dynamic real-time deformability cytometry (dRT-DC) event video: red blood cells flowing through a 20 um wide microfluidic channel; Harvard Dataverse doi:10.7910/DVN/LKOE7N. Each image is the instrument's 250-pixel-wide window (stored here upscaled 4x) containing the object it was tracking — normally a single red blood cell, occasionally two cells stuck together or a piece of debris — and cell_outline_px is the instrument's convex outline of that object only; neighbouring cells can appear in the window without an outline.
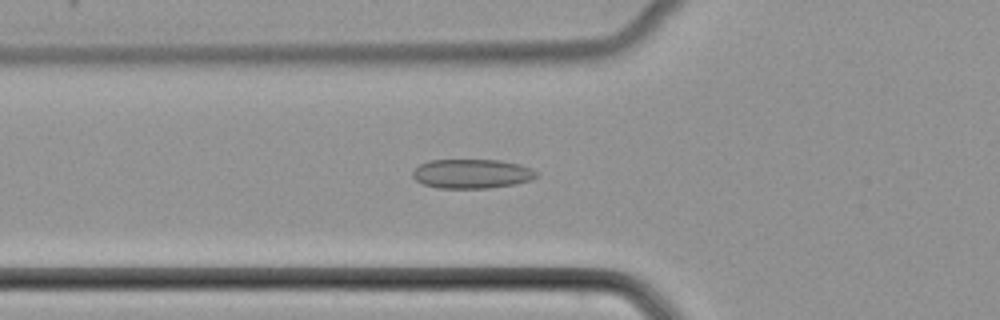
{"species": "common noctule bat (a hibernating species)", "species_latin": "Nyctalus noctula", "temperature_condition": "cold", "stored_images_in_passage": 46, "camera_frame_rate_fps": 3000, "um_per_image_px": 0.085, "animal": {"sex": "female", "body_mass_g": 22.7, "forearm_length_mm": 54.2}, "frame": {"image": 1, "passage_image": 14, "time_ms": 4.333, "image_size_px": [1000, 320], "cell_outline_px": [[540, 172], [532, 180], [516, 184], [488, 188], [436, 188], [424, 184], [416, 180], [412, 176], [412, 172], [420, 164], [428, 160], [500, 160], [520, 164], [532, 168]], "centroid_in_image_um": [40.14, 14.77], "position_along_channel_um": 85.7, "area_um2": 21.33}}
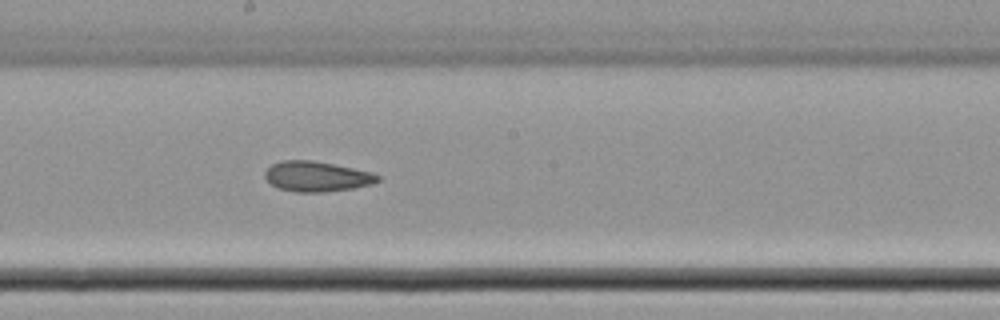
{"frame": {"image": 2, "passage_image": 24, "time_ms": 7.667, "image_size_px": [1000, 320], "cell_outline_px": [[380, 180], [372, 184], [352, 188], [320, 192], [296, 192], [280, 188], [272, 184], [264, 176], [264, 172], [272, 164], [280, 160], [312, 160], [372, 172], [380, 176]], "centroid_in_image_um": [26.92, 14.99], "position_along_channel_um": 221.3, "area_um2": 19.65}}
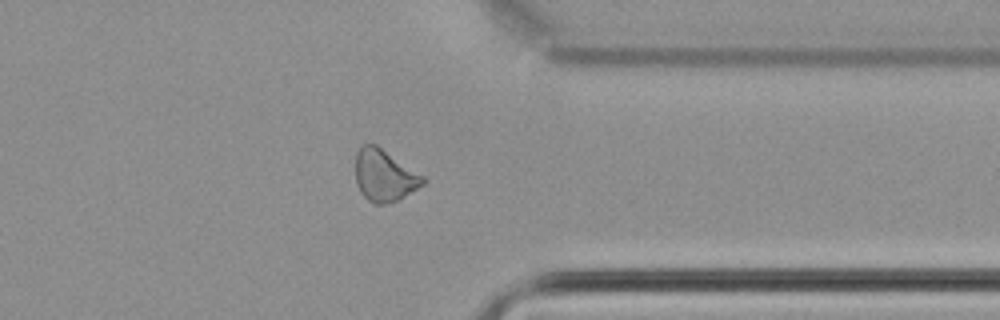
{"frame": {"image": 3, "passage_image": 36, "time_ms": 11.667, "image_size_px": [1000, 320], "cell_outline_px": [[428, 180], [424, 184], [396, 200], [384, 204], [376, 204], [368, 200], [360, 192], [356, 184], [356, 152], [364, 144], [376, 144], [424, 176]], "centroid_in_image_um": [32.66, 14.91], "position_along_channel_um": 378.7, "area_um2": 20.17}}